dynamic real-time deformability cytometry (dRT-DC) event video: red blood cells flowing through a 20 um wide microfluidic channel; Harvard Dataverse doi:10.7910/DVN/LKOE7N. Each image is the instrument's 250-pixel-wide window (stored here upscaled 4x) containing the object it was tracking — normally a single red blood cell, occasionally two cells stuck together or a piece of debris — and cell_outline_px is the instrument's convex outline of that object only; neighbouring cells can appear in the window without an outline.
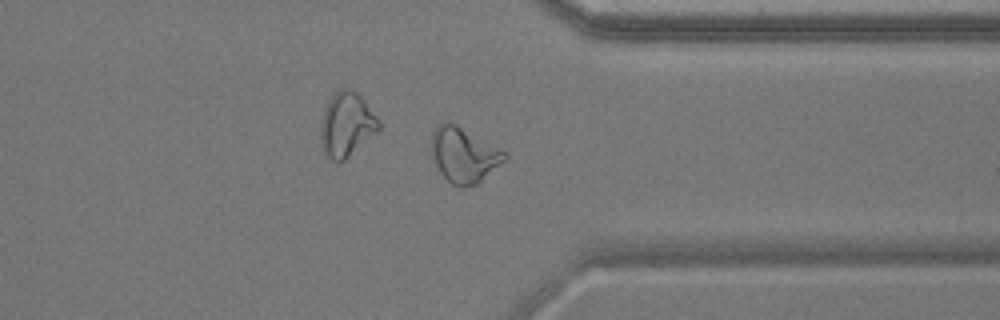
{"species": "common noctule bat (a hibernating species)", "species_latin": "Nyctalus noctula", "temperature_condition": "warm", "stored_images_in_passage": 48, "camera_frame_rate_fps": 3000, "um_per_image_px": 0.085, "animal": {"sex": "male", "body_mass_g": 17.9}, "frame": {"image": 1, "passage_image": 41, "time_ms": 13.333, "image_size_px": [1000, 320], "cell_outline_px": [[508, 156], [504, 160], [476, 184], [464, 188], [452, 184], [440, 172], [432, 156], [432, 132], [436, 124], [444, 120], [456, 124], [500, 148]], "centroid_in_image_um": [39.39, 13.14], "position_along_channel_um": 372.0, "area_um2": 23.18}}